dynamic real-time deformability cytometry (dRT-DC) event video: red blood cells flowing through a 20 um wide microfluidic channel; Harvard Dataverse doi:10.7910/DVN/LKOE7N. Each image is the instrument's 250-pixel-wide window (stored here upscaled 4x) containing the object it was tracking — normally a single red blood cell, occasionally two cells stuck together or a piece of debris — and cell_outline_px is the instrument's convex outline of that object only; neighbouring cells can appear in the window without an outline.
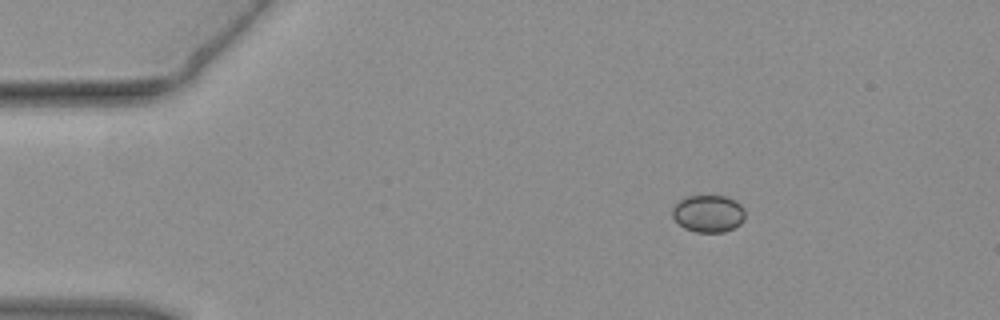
{"species": "common noctule bat (a hibernating species)", "species_latin": "Nyctalus noctula", "temperature_condition": "warm", "stored_images_in_passage": 30, "camera_frame_rate_fps": 3000, "um_per_image_px": 0.085, "animal": {"sex": "female", "body_mass_g": 19.3, "forearm_length_mm": 54.1}, "frame": {"image": 1, "passage_image": 3, "time_ms": 0.667, "image_size_px": [1000, 320], "cell_outline_px": [[744, 220], [740, 224], [724, 232], [696, 232], [684, 228], [672, 216], [672, 208], [684, 196], [724, 196], [736, 200], [744, 208]], "centroid_in_image_um": [60.21, 18.15], "position_along_channel_um": 24.8, "area_um2": 15.78}}
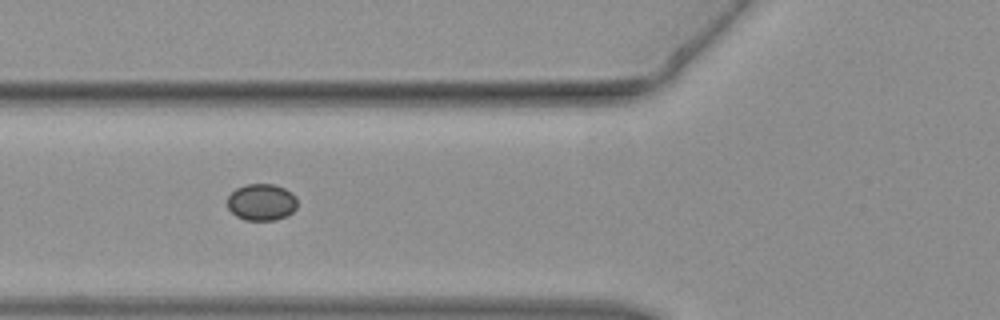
{"frame": {"image": 2, "passage_image": 13, "time_ms": 4.0, "image_size_px": [1000, 320], "cell_outline_px": [[296, 208], [288, 216], [276, 220], [244, 220], [236, 216], [228, 208], [228, 196], [236, 188], [244, 184], [272, 184], [284, 188], [296, 196]], "centroid_in_image_um": [22.23, 17.19], "position_along_channel_um": 103.6, "area_um2": 15.03}}
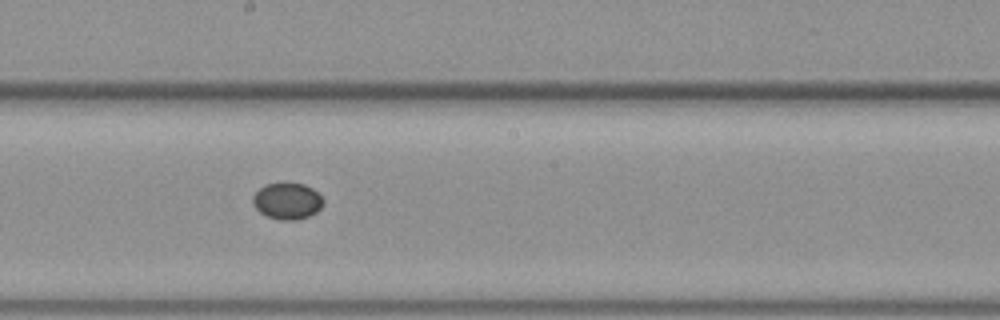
{"frame": {"image": 3, "passage_image": 21, "time_ms": 6.667, "image_size_px": [1000, 320], "cell_outline_px": [[324, 204], [316, 212], [308, 216], [296, 220], [280, 220], [268, 216], [260, 212], [252, 204], [252, 196], [264, 184], [304, 184], [312, 188], [324, 200]], "centroid_in_image_um": [24.41, 17.1], "position_along_channel_um": 223.8, "area_um2": 14.8}}